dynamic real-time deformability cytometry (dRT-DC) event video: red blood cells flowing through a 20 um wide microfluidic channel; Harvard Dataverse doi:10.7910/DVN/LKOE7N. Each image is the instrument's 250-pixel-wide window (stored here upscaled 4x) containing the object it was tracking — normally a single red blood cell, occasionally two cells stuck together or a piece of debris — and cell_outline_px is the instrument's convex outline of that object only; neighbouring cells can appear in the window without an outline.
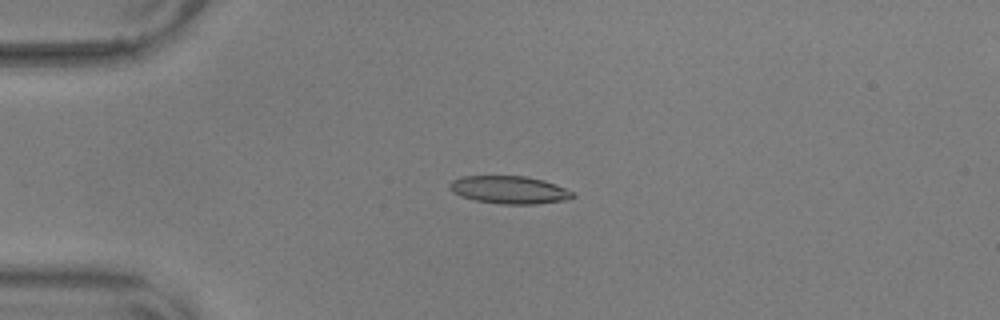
{"species": "common noctule bat (a hibernating species)", "species_latin": "Nyctalus noctula", "temperature_condition": "warm", "stored_images_in_passage": 32, "camera_frame_rate_fps": 3000, "um_per_image_px": 0.085, "animal": {"sex": "male", "body_mass_g": 17.9, "forearm_length_mm": 54.2}, "frame": {"image": 1, "passage_image": 1, "time_ms": 0.0, "image_size_px": [1000, 320], "cell_outline_px": [[576, 196], [564, 200], [536, 204], [500, 204], [476, 200], [460, 196], [452, 192], [448, 184], [452, 180], [460, 176], [524, 176], [544, 180], [556, 184], [572, 192]], "centroid_in_image_um": [43.26, 16.13], "position_along_channel_um": 41.7, "area_um2": 19.88}}
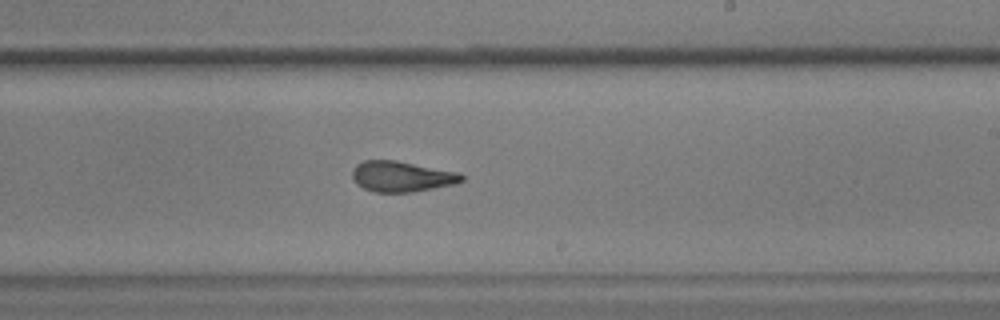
{"frame": {"image": 2, "passage_image": 21, "time_ms": 6.667, "image_size_px": [1000, 320], "cell_outline_px": [[464, 180], [456, 184], [412, 192], [372, 192], [356, 184], [352, 180], [352, 168], [356, 164], [364, 160], [396, 160], [460, 172], [464, 176]], "centroid_in_image_um": [34.13, 15.0], "position_along_channel_um": 254.9, "area_um2": 19.83}}
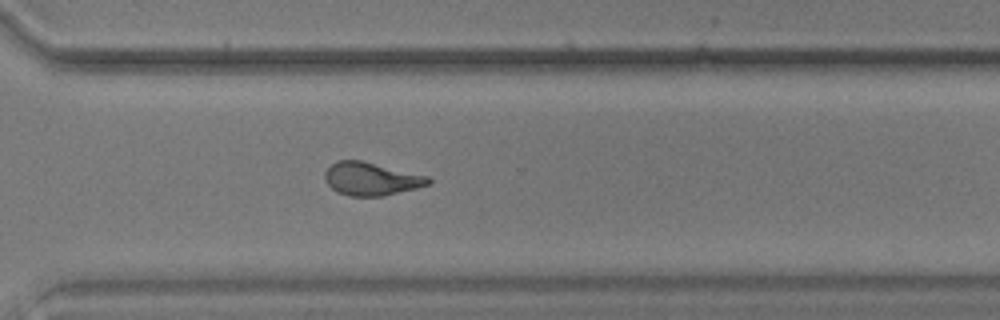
{"frame": {"image": 3, "passage_image": 28, "time_ms": 9.0, "image_size_px": [1000, 320], "cell_outline_px": [[432, 180], [428, 184], [416, 188], [384, 196], [348, 196], [336, 192], [324, 180], [324, 172], [336, 160], [360, 160], [428, 176]], "centroid_in_image_um": [31.51, 15.21], "position_along_channel_um": 339.1, "area_um2": 19.88}, "authors_computed_cell_mechanics": {"area_um2": 19.8832, "velocity_mm_per_s": 3.6156, "shape_relaxation_time_tau1_ms": 5.4894, "shape_relaxation_time_tau2_ms": 1.6913, "deformation_change_tau1": 0.2057, "deformation_change_tau2": 0.0953}}